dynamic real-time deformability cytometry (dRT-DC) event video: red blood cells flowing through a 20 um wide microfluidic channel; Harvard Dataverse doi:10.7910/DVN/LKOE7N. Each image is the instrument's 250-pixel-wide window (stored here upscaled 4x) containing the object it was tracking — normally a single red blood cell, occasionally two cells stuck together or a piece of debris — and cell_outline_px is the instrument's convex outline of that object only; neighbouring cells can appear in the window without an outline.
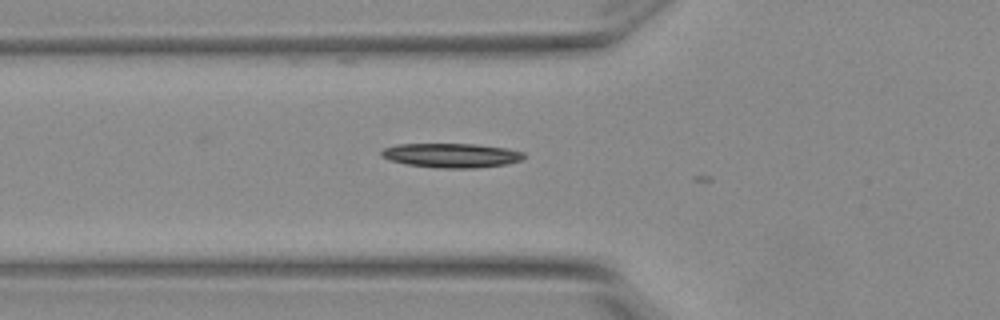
{"species": "Egyptian fruit bat (a non-hibernating species)", "species_latin": "Rousettus aegyptiacus", "temperature_condition": "warm", "stored_images_in_passage": 3, "camera_frame_rate_fps": 3000, "um_per_image_px": 0.085, "animal": {"sex": "female"}, "frame": {"image": 1, "passage_image": 2, "time_ms": 0.333, "image_size_px": [1000, 320], "cell_outline_px": [[524, 156], [520, 160], [508, 164], [472, 168], [440, 168], [408, 164], [388, 160], [380, 156], [380, 152], [384, 148], [396, 144], [476, 144], [508, 148], [524, 152]], "centroid_in_image_um": [38.35, 13.2], "position_along_channel_um": 87.4, "area_um2": 20.23}}